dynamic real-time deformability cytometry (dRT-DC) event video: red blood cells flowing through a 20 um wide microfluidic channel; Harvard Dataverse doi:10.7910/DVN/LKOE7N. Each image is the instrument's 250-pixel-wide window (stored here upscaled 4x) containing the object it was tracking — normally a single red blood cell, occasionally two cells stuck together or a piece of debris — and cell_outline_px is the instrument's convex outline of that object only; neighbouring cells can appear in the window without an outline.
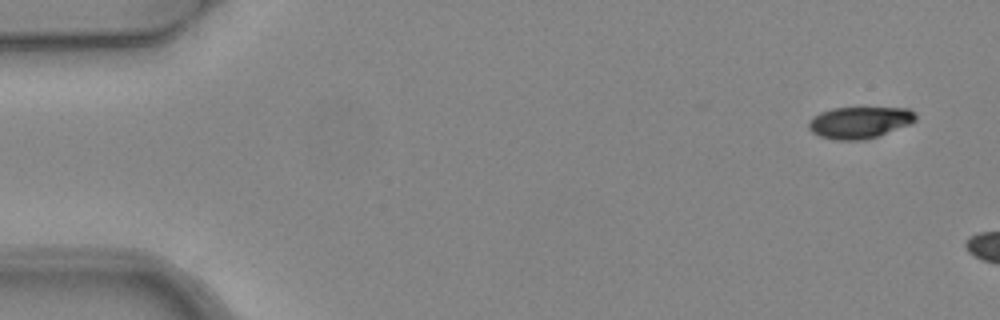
{"species": "common noctule bat (a hibernating species)", "species_latin": "Nyctalus noctula", "temperature_condition": "warm", "stored_images_in_passage": 2, "camera_frame_rate_fps": 3000, "um_per_image_px": 0.085, "animal": {"sex": "female", "body_mass_g": 24.6, "forearm_length_mm": 56.2}, "frame": {"image": 1, "passage_image": 1, "time_ms": 0.0, "image_size_px": [1000, 320], "cell_outline_px": [[916, 120], [912, 124], [864, 140], [836, 140], [820, 136], [812, 132], [808, 128], [808, 120], [812, 116], [820, 112], [832, 108], [908, 108], [916, 116]], "centroid_in_image_um": [73.03, 10.41], "position_along_channel_um": 12.0, "area_um2": 19.77}}